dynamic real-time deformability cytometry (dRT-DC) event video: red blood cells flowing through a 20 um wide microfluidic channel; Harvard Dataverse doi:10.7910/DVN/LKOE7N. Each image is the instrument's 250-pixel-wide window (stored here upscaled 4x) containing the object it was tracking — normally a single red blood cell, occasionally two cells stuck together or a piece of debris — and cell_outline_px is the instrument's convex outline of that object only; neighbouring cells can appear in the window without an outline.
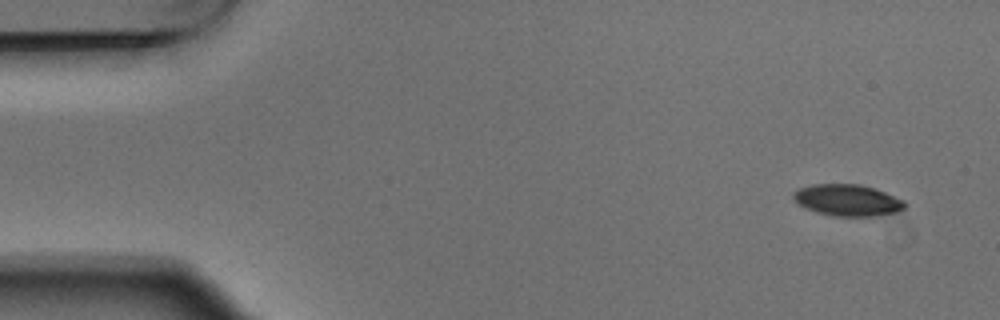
{"species": "Egyptian fruit bat (a non-hibernating species)", "species_latin": "Rousettus aegyptiacus", "temperature_condition": "warm", "stored_images_in_passage": 5, "camera_frame_rate_fps": 3000, "um_per_image_px": 0.085, "animal": {"sex": "male"}, "frame": {"image": 1, "passage_image": 1, "time_ms": 0.0, "image_size_px": [1000, 320], "cell_outline_px": [[908, 204], [900, 212], [876, 216], [832, 216], [808, 208], [800, 204], [792, 196], [792, 192], [800, 188], [812, 184], [860, 184], [884, 192], [904, 200]], "centroid_in_image_um": [72.09, 17.01], "position_along_channel_um": 12.9, "area_um2": 20.35}}
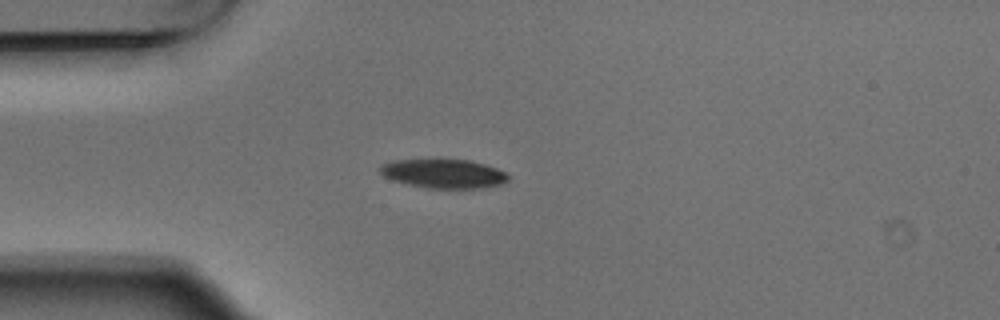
{"frame": {"image": 2, "passage_image": 4, "time_ms": 1.0, "image_size_px": [1000, 320], "cell_outline_px": [[508, 180], [500, 184], [480, 188], [428, 188], [408, 184], [392, 180], [384, 176], [380, 172], [380, 164], [396, 160], [440, 156], [472, 160], [496, 168], [504, 172], [508, 176]], "centroid_in_image_um": [37.66, 14.7], "position_along_channel_um": 47.3, "area_um2": 22.48}}